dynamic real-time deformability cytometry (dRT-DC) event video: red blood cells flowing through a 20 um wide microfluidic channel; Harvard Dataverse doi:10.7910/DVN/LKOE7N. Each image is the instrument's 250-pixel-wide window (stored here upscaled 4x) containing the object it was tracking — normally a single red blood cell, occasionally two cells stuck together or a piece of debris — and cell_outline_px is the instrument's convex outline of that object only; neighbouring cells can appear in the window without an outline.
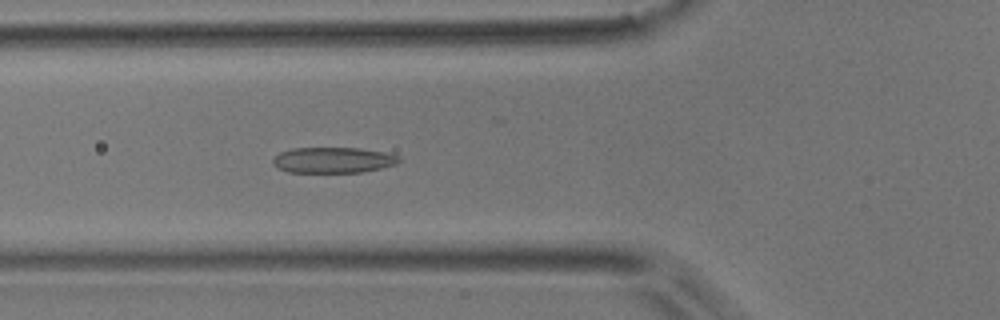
{"species": "common noctule bat (a hibernating species)", "species_latin": "Nyctalus noctula", "temperature_condition": "room temperature", "stored_images_in_passage": 52, "camera_frame_rate_fps": 3000, "um_per_image_px": 0.085, "animal": {"sex": "male", "body_mass_g": 17.9}, "frame": {"image": 1, "passage_image": 19, "time_ms": 6.0, "image_size_px": [1000, 320], "cell_outline_px": [[400, 160], [396, 164], [380, 168], [360, 172], [288, 172], [276, 168], [272, 164], [272, 160], [280, 152], [292, 148], [360, 148], [384, 152], [400, 156]], "centroid_in_image_um": [28.28, 13.6], "position_along_channel_um": 97.5, "area_um2": 18.9}}
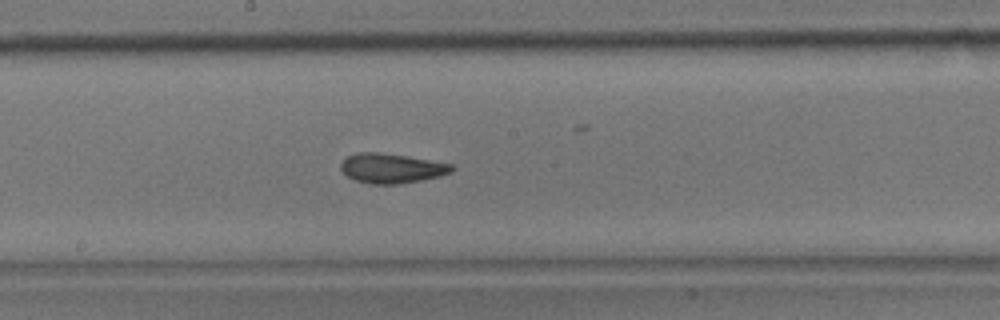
{"frame": {"image": 2, "passage_image": 28, "time_ms": 9.0, "image_size_px": [1000, 320], "cell_outline_px": [[456, 168], [452, 172], [440, 176], [400, 184], [372, 184], [356, 180], [348, 176], [340, 168], [340, 164], [348, 156], [356, 152], [380, 152], [408, 156], [452, 164]], "centroid_in_image_um": [33.31, 14.29], "position_along_channel_um": 214.9, "area_um2": 19.19}}
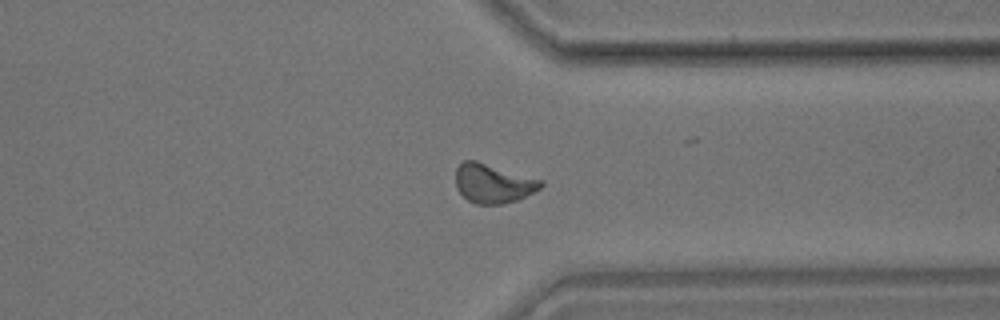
{"frame": {"image": 3, "passage_image": 40, "time_ms": 13.0, "image_size_px": [1000, 320], "cell_outline_px": [[544, 184], [540, 188], [516, 200], [504, 204], [476, 204], [468, 200], [456, 188], [456, 168], [464, 160], [476, 160], [544, 180]], "centroid_in_image_um": [41.91, 15.58], "position_along_channel_um": 369.5, "area_um2": 19.42}, "authors_computed_cell_mechanics": {"area_um2": 19.1318, "velocity_mm_per_s": 3.8936, "shape_relaxation_time_tau1_ms": 3.064, "shape_relaxation_time_tau2_ms": 1.8578, "deformation_change_tau1": 0.1106, "deformation_change_tau2": 0.0867}}